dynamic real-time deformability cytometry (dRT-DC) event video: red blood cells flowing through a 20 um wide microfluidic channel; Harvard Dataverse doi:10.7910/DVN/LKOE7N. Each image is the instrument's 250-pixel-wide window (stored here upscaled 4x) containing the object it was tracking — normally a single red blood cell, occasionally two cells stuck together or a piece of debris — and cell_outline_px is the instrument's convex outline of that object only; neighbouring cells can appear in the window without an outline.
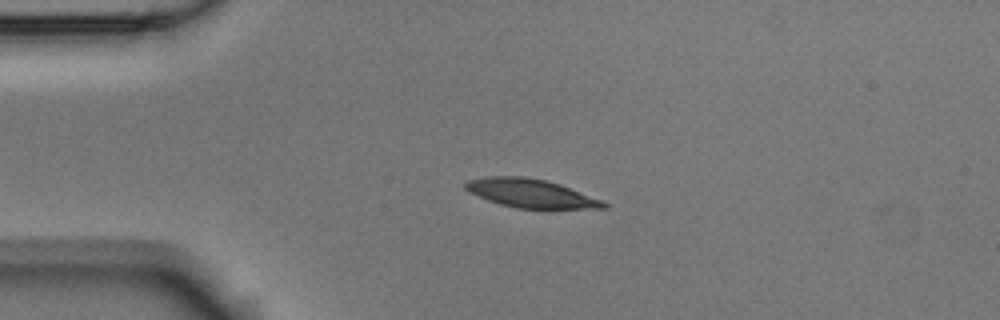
{"species": "Egyptian fruit bat (a non-hibernating species)", "species_latin": "Rousettus aegyptiacus", "temperature_condition": "room temperature", "stored_images_in_passage": 42, "camera_frame_rate_fps": 3000, "um_per_image_px": 0.085, "animal": {"sex": "male"}, "frame": {"image": 1, "passage_image": 1, "time_ms": 0.0, "image_size_px": [1000, 320], "cell_outline_px": [[608, 208], [516, 208], [500, 204], [488, 200], [464, 188], [464, 184], [468, 180], [492, 176], [524, 176], [544, 180], [560, 184], [604, 200], [608, 204]], "centroid_in_image_um": [45.17, 16.43], "position_along_channel_um": 39.8, "area_um2": 22.77}}
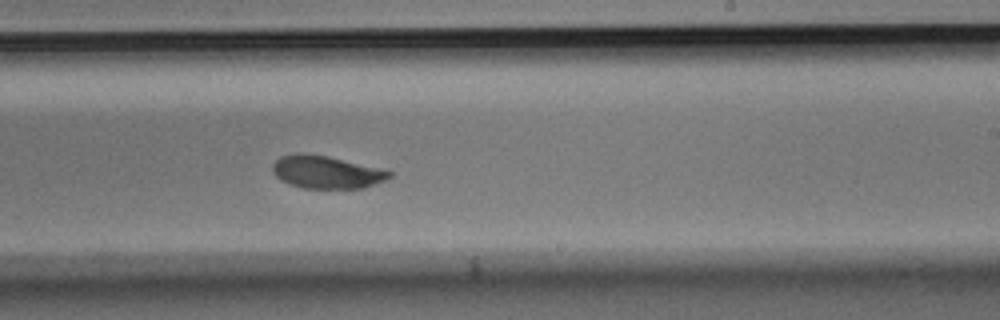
{"frame": {"image": 2, "passage_image": 21, "time_ms": 6.667, "image_size_px": [1000, 320], "cell_outline_px": [[392, 176], [384, 180], [364, 188], [304, 188], [288, 184], [280, 180], [272, 172], [272, 164], [280, 156], [296, 152], [304, 152], [328, 156], [392, 172]], "centroid_in_image_um": [27.66, 14.62], "position_along_channel_um": 261.3, "area_um2": 22.2}}
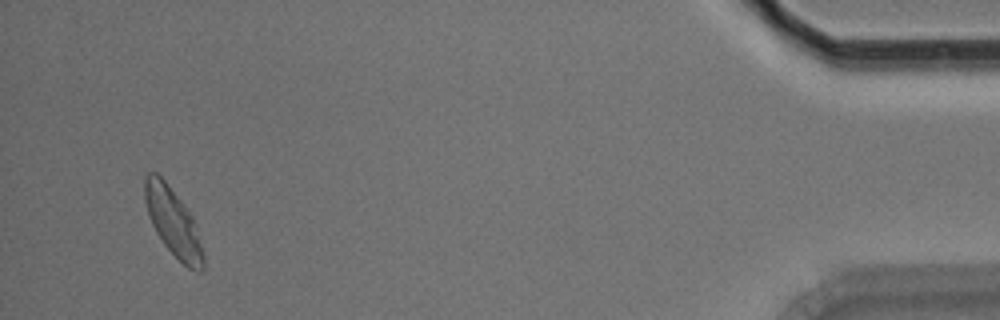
{"frame": {"image": 3, "passage_image": 40, "time_ms": 13.0, "image_size_px": [1000, 320], "cell_outline_px": [[204, 268], [200, 272], [196, 272], [188, 268], [164, 244], [156, 232], [152, 224], [144, 200], [144, 176], [148, 172], [156, 172], [164, 180], [184, 204], [192, 216], [204, 256]], "centroid_in_image_um": [14.7, 18.87], "position_along_channel_um": 420.5, "area_um2": 22.77}, "authors_computed_cell_mechanics": {"area_um2": 22.7732, "velocity_mm_per_s": 3.7313, "shape_relaxation_time_tau1_ms": 2.9583, "shape_relaxation_time_tau2_ms": 1.348, "deformation_change_tau1": 0.1368, "deformation_change_tau2": 0.0592}}